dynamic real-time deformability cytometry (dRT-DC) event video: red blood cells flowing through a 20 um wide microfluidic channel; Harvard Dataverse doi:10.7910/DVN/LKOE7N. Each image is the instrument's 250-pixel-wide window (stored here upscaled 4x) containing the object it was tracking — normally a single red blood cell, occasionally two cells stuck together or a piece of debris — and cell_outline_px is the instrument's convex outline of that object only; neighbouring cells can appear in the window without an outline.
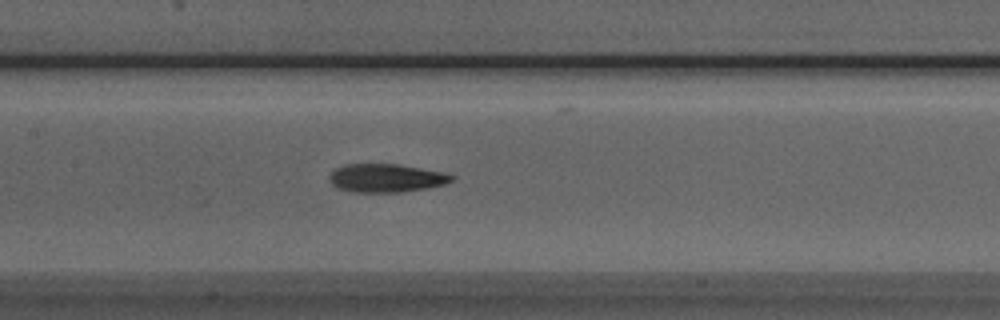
{"species": "Egyptian fruit bat (a non-hibernating species)", "species_latin": "Rousettus aegyptiacus", "temperature_condition": "room temperature", "stored_images_in_passage": 43, "camera_frame_rate_fps": 3000, "um_per_image_px": 0.085, "animal": {"sex": "male"}, "frame": {"image": 1, "passage_image": 15, "time_ms": 4.667, "image_size_px": [1000, 320], "cell_outline_px": [[456, 176], [452, 180], [444, 184], [428, 188], [400, 192], [352, 192], [336, 188], [328, 180], [328, 176], [336, 168], [344, 164], [396, 164], [444, 172]], "centroid_in_image_um": [32.79, 15.14], "position_along_channel_um": 174.6, "area_um2": 20.29}}
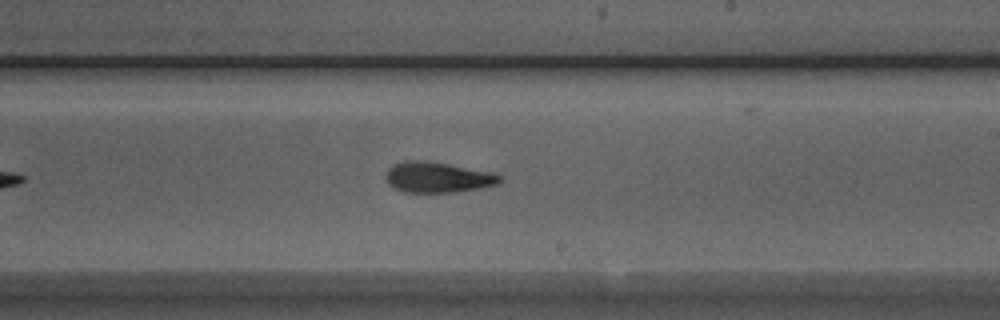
{"frame": {"image": 2, "passage_image": 21, "time_ms": 6.667, "image_size_px": [1000, 320], "cell_outline_px": [[504, 180], [496, 184], [480, 188], [452, 192], [404, 192], [388, 184], [384, 176], [388, 168], [392, 164], [404, 160], [428, 160], [492, 172], [504, 176]], "centroid_in_image_um": [37.19, 15.05], "position_along_channel_um": 251.8, "area_um2": 20.58}}
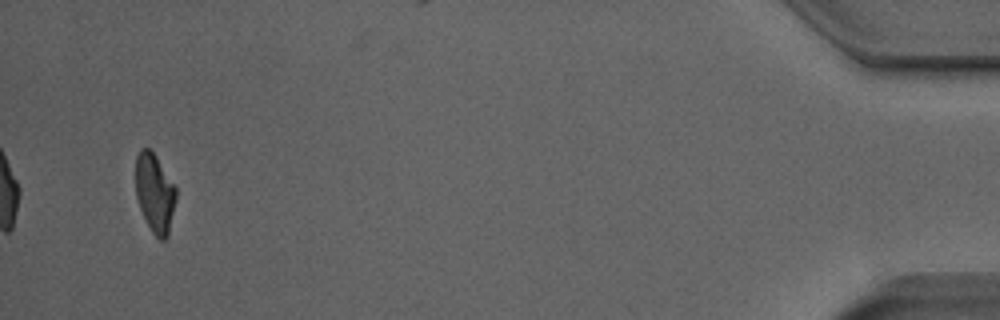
{"frame": {"image": 3, "passage_image": 41, "time_ms": 13.333, "image_size_px": [1000, 320], "cell_outline_px": [[176, 200], [168, 236], [164, 240], [160, 240], [152, 232], [140, 208], [136, 196], [136, 156], [140, 148], [148, 148], [156, 156], [176, 188]], "centroid_in_image_um": [13.16, 16.41], "position_along_channel_um": 422.0, "area_um2": 18.38}, "authors_computed_cell_mechanics": {"area_um2": 20.23, "velocity_mm_per_s": 3.8726, "shape_relaxation_time_tau1_ms": 4.7992, "shape_relaxation_time_tau2_ms": 3.1157, "deformation_change_tau1": 0.1875, "deformation_change_tau2": 0.1126}}